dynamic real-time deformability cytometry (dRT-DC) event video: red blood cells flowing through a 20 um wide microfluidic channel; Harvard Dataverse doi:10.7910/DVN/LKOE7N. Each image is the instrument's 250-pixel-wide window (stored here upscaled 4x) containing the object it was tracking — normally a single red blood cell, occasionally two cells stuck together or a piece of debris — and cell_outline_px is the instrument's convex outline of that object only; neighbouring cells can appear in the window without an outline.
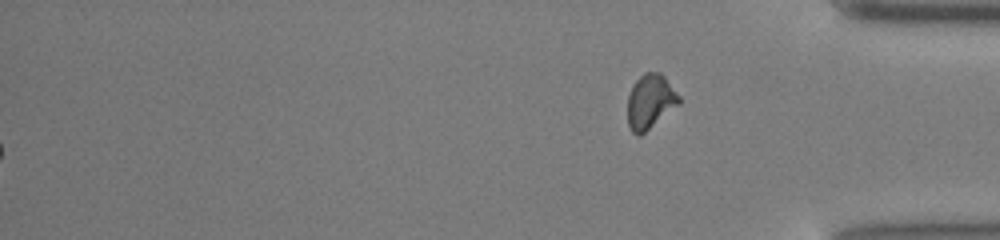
{"species": "common noctule bat (a hibernating species)", "species_latin": "Nyctalus noctula", "temperature_condition": "cold", "stored_images_in_passage": 44, "segment_of_instrument_passage": [2, 2], "camera_frame_rate_fps": 3000, "um_per_image_px": 0.085, "animal": {"sex": "male", "body_mass_g": 13.0, "forearm_length_mm": 53.1}, "frame": {"image": 1, "passage_image": 44, "time_ms": 14.333, "image_size_px": [1000, 240], "cell_outline_px": [[680, 104], [640, 136], [636, 136], [632, 132], [628, 124], [628, 96], [632, 84], [644, 72], [660, 72], [664, 76], [680, 96]], "centroid_in_image_um": [55.27, 8.63], "position_along_channel_um": 379.9, "area_um2": 16.42}}